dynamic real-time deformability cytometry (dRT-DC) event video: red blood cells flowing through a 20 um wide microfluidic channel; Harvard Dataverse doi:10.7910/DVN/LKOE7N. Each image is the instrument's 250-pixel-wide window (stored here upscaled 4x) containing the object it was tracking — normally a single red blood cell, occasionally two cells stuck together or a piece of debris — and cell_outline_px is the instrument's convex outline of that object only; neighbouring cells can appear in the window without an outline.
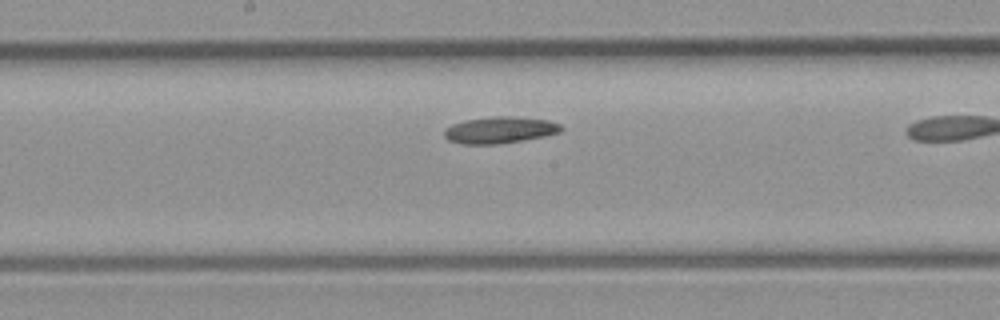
{"species": "common noctule bat (a hibernating species)", "species_latin": "Nyctalus noctula", "temperature_condition": "room temperature", "stored_images_in_passage": 12, "camera_frame_rate_fps": 3000, "um_per_image_px": 0.085, "animal": {"sex": "male", "body_mass_g": 23.1, "forearm_length_mm": 52.7}, "frame": {"image": 1, "passage_image": 9, "time_ms": 2.667, "image_size_px": [1000, 320], "cell_outline_px": [[564, 128], [560, 132], [544, 136], [500, 144], [464, 144], [448, 140], [444, 136], [444, 128], [452, 124], [464, 120], [492, 116], [512, 116], [548, 120], [560, 124]], "centroid_in_image_um": [42.46, 11.04], "position_along_channel_um": 205.7, "area_um2": 18.21}}